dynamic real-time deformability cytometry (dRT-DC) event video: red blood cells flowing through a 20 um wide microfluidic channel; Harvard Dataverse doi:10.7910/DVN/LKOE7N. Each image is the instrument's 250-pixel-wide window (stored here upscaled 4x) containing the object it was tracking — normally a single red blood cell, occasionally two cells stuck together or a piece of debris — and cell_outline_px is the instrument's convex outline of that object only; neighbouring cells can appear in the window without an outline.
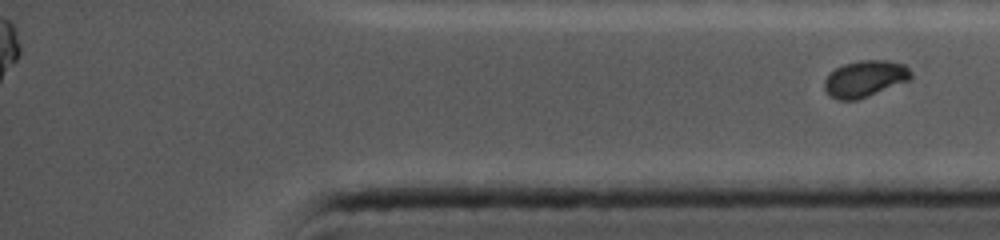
{"species": "common noctule bat (a hibernating species)", "species_latin": "Nyctalus noctula", "temperature_condition": "cold", "stored_images_in_passage": 20, "segment_of_instrument_passage": [2, 2], "camera_frame_rate_fps": 5000, "um_per_image_px": 0.085, "animal": {"sex": "female", "body_mass_g": 19.0, "forearm_length_mm": 56.7}, "frame": {"image": 1, "passage_image": 20, "time_ms": 3.8, "image_size_px": [1000, 240], "cell_outline_px": [[912, 76], [908, 80], [868, 96], [856, 100], [836, 100], [824, 88], [824, 80], [828, 72], [844, 64], [860, 60], [888, 60], [904, 64], [912, 72]], "centroid_in_image_um": [73.5, 6.68], "position_along_channel_um": 361.7, "area_um2": 18.32}}